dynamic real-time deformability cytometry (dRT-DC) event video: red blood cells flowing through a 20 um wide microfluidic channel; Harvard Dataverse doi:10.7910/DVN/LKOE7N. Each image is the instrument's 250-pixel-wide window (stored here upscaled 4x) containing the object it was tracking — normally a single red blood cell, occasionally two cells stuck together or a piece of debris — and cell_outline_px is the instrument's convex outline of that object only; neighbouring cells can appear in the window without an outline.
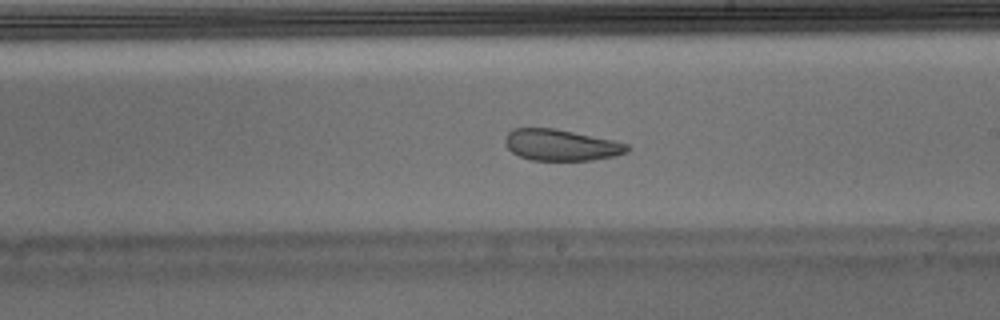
{"species": "Egyptian fruit bat (a non-hibernating species)", "species_latin": "Rousettus aegyptiacus", "temperature_condition": "warm", "stored_images_in_passage": 51, "camera_frame_rate_fps": 3000, "um_per_image_px": 0.085, "animal": {"sex": "male"}, "frame": {"image": 1, "passage_image": 29, "time_ms": 9.333, "image_size_px": [1000, 320], "cell_outline_px": [[632, 148], [628, 152], [616, 156], [592, 160], [532, 160], [520, 156], [512, 152], [504, 144], [504, 136], [512, 128], [556, 128], [612, 140], [628, 144]], "centroid_in_image_um": [47.69, 12.32], "position_along_channel_um": 241.3, "area_um2": 22.43}}
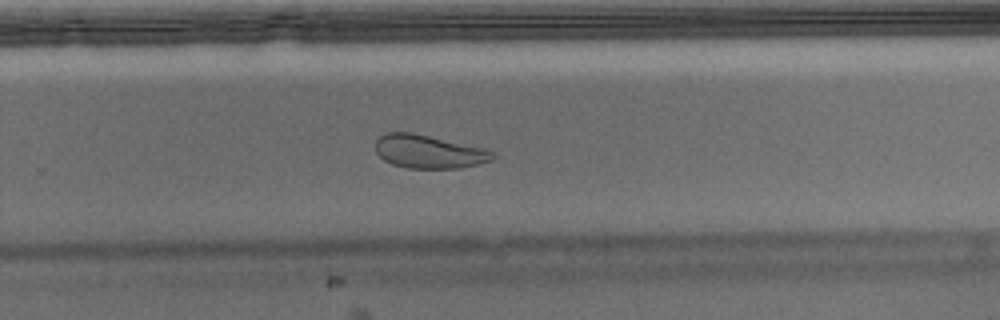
{"frame": {"image": 2, "passage_image": 33, "time_ms": 10.667, "image_size_px": [1000, 320], "cell_outline_px": [[496, 156], [492, 160], [460, 168], [408, 168], [392, 164], [384, 160], [376, 152], [376, 140], [384, 132], [412, 132], [484, 148], [496, 152]], "centroid_in_image_um": [36.44, 12.88], "position_along_channel_um": 293.4, "area_um2": 22.77}, "authors_computed_cell_mechanics": {"area_um2": 25.0274, "velocity_mm_per_s": 3.9236, "shape_relaxation_time_tau1_ms": null, "shape_relaxation_time_tau2_ms": 2.4596, "deformation_change_tau1": null, "deformation_change_tau2": 0.0611}}